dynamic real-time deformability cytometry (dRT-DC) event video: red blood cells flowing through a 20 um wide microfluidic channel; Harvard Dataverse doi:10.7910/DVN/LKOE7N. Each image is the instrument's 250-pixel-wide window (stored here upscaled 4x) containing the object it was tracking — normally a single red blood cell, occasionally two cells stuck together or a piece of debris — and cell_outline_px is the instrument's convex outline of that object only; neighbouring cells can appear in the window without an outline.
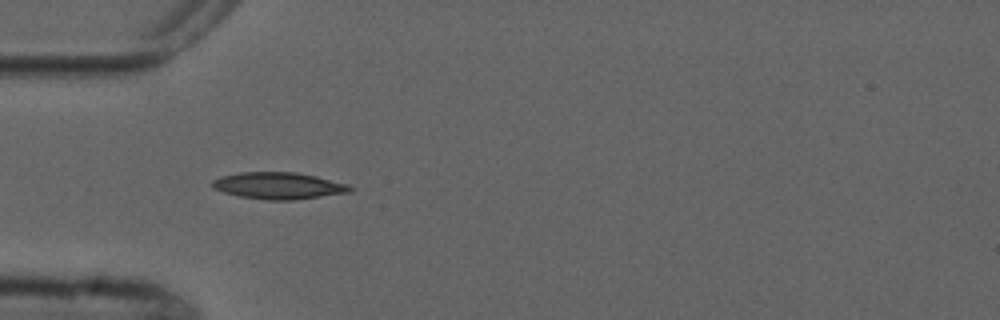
{"species": "common noctule bat (a hibernating species)", "species_latin": "Nyctalus noctula", "temperature_condition": "cold", "stored_images_in_passage": 7, "camera_frame_rate_fps": 3000, "um_per_image_px": 0.085, "animal": {"sex": "male", "forearm_length_mm": 52.5}, "frame": {"image": 1, "passage_image": 6, "time_ms": 6.0, "image_size_px": [1000, 320], "cell_outline_px": [[352, 192], [292, 200], [268, 200], [240, 196], [224, 192], [212, 188], [212, 180], [220, 176], [240, 172], [296, 172], [316, 176], [348, 184], [352, 188]], "centroid_in_image_um": [23.67, 15.78], "position_along_channel_um": 61.3, "area_um2": 21.44}}
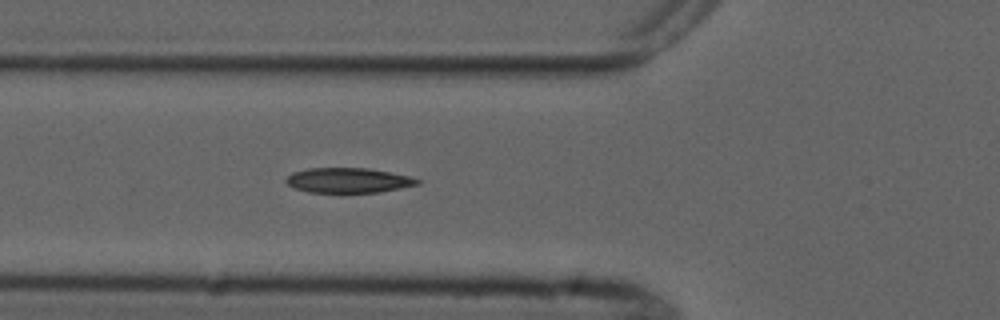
{"frame": {"image": 2, "passage_image": 7, "time_ms": 7.0, "image_size_px": [1000, 320], "cell_outline_px": [[420, 184], [380, 192], [308, 192], [292, 188], [284, 180], [292, 172], [308, 168], [368, 168], [408, 176], [420, 180]], "centroid_in_image_um": [29.56, 15.33], "position_along_channel_um": 96.2, "area_um2": 19.02}}